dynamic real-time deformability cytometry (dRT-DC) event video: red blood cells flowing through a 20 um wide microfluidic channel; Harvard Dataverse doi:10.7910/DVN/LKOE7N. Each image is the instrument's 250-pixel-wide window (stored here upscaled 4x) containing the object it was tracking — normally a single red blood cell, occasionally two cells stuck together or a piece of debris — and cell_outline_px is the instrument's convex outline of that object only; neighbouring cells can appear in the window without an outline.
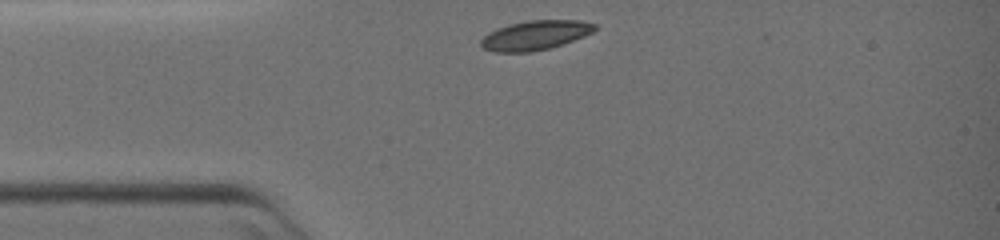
{"species": "common noctule bat (a hibernating species)", "species_latin": "Nyctalus noctula", "temperature_condition": "warm", "stored_images_in_passage": 35, "camera_frame_rate_fps": 3000, "um_per_image_px": 0.085, "animal": {"sex": "female", "body_mass_g": 19.0, "forearm_length_mm": 51.5}, "frame": {"image": 1, "passage_image": 1, "time_ms": 0.0, "image_size_px": [1000, 240], "cell_outline_px": [[596, 28], [592, 32], [584, 36], [548, 48], [528, 52], [496, 52], [484, 48], [480, 44], [480, 40], [484, 36], [508, 24], [528, 20], [580, 20], [596, 24]], "centroid_in_image_um": [45.5, 2.98], "position_along_channel_um": 39.5, "area_um2": 19.13}}
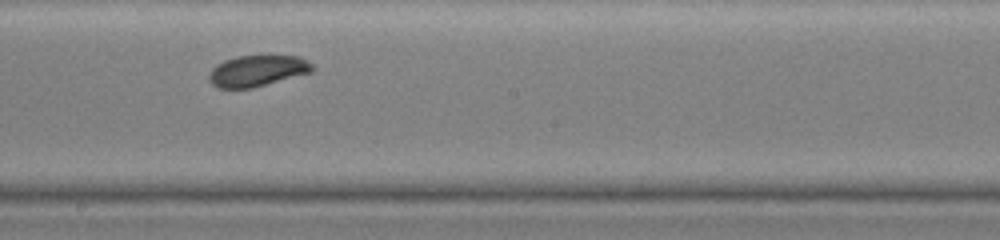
{"frame": {"image": 2, "passage_image": 19, "time_ms": 6.0, "image_size_px": [1000, 240], "cell_outline_px": [[312, 72], [252, 88], [216, 88], [208, 80], [208, 76], [212, 68], [224, 60], [236, 56], [300, 56], [312, 64]], "centroid_in_image_um": [21.84, 6.02], "position_along_channel_um": 226.4, "area_um2": 18.67}}
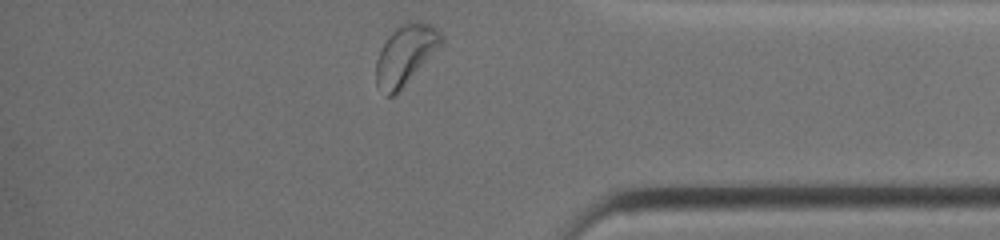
{"frame": {"image": 3, "passage_image": 35, "time_ms": 11.333, "image_size_px": [1000, 240], "cell_outline_px": [[444, 40], [404, 84], [392, 96], [384, 96], [376, 84], [376, 60], [380, 48], [388, 36], [400, 24], [408, 20], [424, 20], [432, 24], [444, 36]], "centroid_in_image_um": [34.43, 4.58], "position_along_channel_um": 400.8, "area_um2": 22.43}}